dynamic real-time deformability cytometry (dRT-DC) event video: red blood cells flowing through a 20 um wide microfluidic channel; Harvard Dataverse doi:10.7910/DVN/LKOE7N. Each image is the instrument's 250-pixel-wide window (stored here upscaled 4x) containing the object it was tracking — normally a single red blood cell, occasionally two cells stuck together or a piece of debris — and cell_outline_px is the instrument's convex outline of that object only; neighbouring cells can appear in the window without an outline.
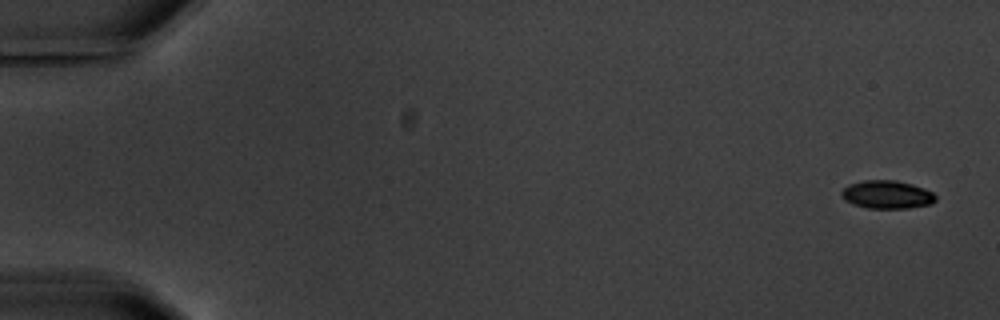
{"species": "common noctule bat (a hibernating species)", "species_latin": "Nyctalus noctula", "temperature_condition": "warm", "stored_images_in_passage": 2, "segment_of_instrument_passage": [2, 2], "camera_frame_rate_fps": 3000, "um_per_image_px": 0.085, "animal": {"sex": "male", "body_mass_g": 20.1, "forearm_length_mm": 53.5}, "frame": {"image": 1, "passage_image": 2, "time_ms": 4.0, "image_size_px": [1000, 320], "cell_outline_px": [[936, 200], [932, 204], [908, 208], [868, 208], [852, 204], [844, 200], [840, 196], [840, 192], [848, 184], [864, 180], [896, 180], [912, 184], [924, 188], [932, 192], [936, 196]], "centroid_in_image_um": [75.37, 16.54], "position_along_channel_um": 9.6, "area_um2": 15.61}}